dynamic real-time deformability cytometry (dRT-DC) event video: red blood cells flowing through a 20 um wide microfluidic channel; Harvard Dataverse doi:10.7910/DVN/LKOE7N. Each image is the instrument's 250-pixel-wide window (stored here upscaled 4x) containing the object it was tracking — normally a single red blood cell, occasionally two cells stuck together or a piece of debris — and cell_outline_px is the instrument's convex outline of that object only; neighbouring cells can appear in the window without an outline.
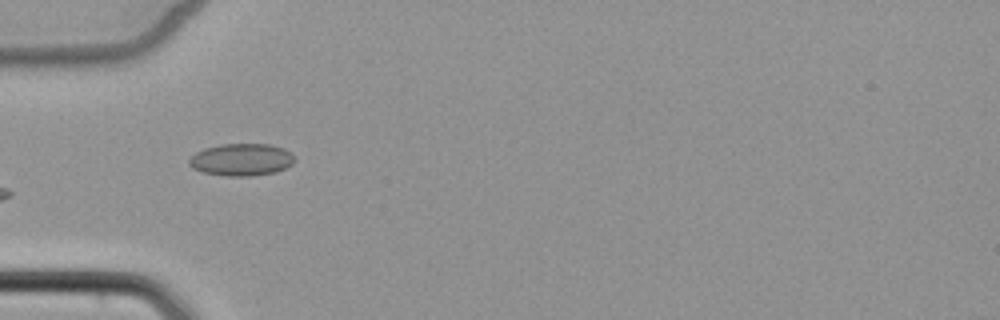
{"species": "common noctule bat (a hibernating species)", "species_latin": "Nyctalus noctula", "temperature_condition": "cold", "stored_images_in_passage": 6, "camera_frame_rate_fps": 3000, "um_per_image_px": 0.085, "animal": {"sex": "female", "body_mass_g": 22.7, "forearm_length_mm": 54.2}, "frame": {"image": 1, "passage_image": 4, "time_ms": 3.667, "image_size_px": [1000, 320], "cell_outline_px": [[296, 160], [292, 164], [276, 172], [252, 176], [228, 176], [204, 172], [192, 168], [188, 164], [188, 160], [196, 152], [204, 148], [220, 144], [268, 144], [284, 148]], "centroid_in_image_um": [20.5, 13.57], "position_along_channel_um": 64.5, "area_um2": 19.77}}
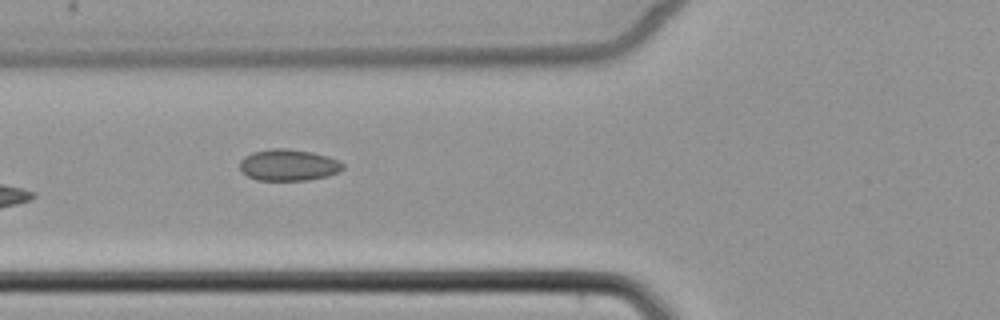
{"frame": {"image": 2, "passage_image": 5, "time_ms": 4.667, "image_size_px": [1000, 320], "cell_outline_px": [[344, 168], [340, 172], [328, 176], [308, 180], [256, 180], [240, 172], [240, 160], [244, 156], [252, 152], [272, 148], [288, 148], [312, 152], [328, 156], [340, 160], [344, 164]], "centroid_in_image_um": [24.53, 14.02], "position_along_channel_um": 101.3, "area_um2": 19.25}}
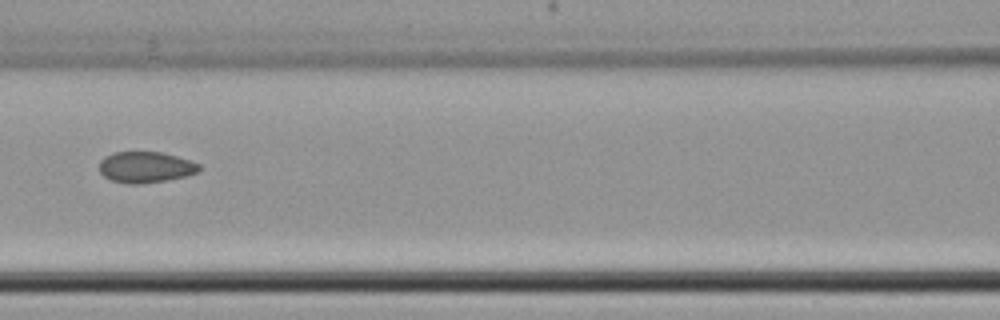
{"frame": {"image": 3, "passage_image": 6, "time_ms": 6.0, "image_size_px": [1000, 320], "cell_outline_px": [[200, 172], [168, 180], [140, 184], [128, 184], [112, 180], [104, 176], [100, 172], [100, 160], [104, 156], [112, 152], [160, 152], [192, 160], [200, 164]], "centroid_in_image_um": [12.39, 14.21], "position_along_channel_um": 154.2, "area_um2": 18.21}}